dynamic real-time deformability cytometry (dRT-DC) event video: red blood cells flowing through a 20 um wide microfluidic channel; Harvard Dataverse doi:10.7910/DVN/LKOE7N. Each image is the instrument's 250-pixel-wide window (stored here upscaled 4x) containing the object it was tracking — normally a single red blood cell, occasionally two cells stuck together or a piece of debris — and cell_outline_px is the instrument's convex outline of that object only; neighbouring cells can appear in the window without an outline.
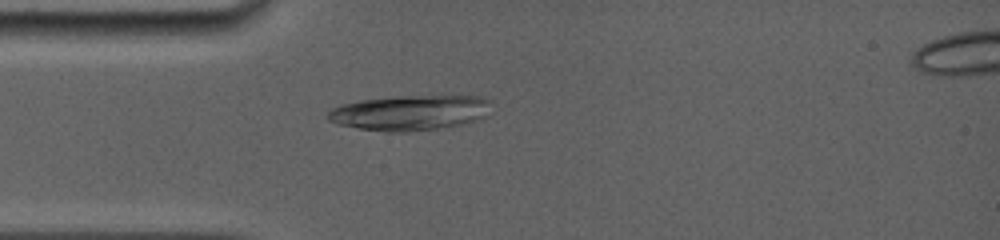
{"species": "common noctule bat (a hibernating species)", "species_latin": "Nyctalus noctula", "temperature_condition": "room temperature", "stored_images_in_passage": 3, "camera_frame_rate_fps": 5000, "um_per_image_px": 0.085, "animal": {"sex": "female", "body_mass_g": 19.0, "forearm_length_mm": 56.7}, "frame": {"image": 1, "passage_image": 2, "time_ms": 0.2, "image_size_px": [1000, 240], "cell_outline_px": [[488, 100], [480, 120], [464, 124], [408, 132], [384, 132], [336, 124], [328, 120], [324, 116], [332, 108], [340, 104], [360, 100], [396, 96], [480, 96]], "centroid_in_image_um": [34.72, 9.59], "position_along_channel_um": 50.3, "area_um2": 33.23}}